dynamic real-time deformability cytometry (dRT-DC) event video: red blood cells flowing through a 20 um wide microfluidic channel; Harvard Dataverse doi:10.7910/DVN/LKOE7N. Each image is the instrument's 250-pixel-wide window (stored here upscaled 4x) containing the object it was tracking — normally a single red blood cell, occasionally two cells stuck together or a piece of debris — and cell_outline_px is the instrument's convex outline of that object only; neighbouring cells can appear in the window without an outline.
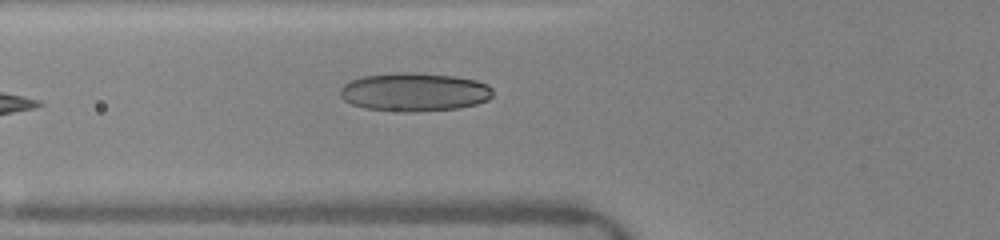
{"species": "human", "species_latin": "Homo sapiens", "temperature_condition": "warm", "stored_images_in_passage": 2, "camera_frame_rate_fps": 3000, "um_per_image_px": 0.085, "donor": {"sex": "female"}, "frame": {"image": 1, "passage_image": 2, "time_ms": 1.333, "image_size_px": [1000, 240], "cell_outline_px": [[492, 96], [488, 100], [476, 104], [460, 108], [408, 112], [404, 112], [364, 108], [352, 104], [344, 100], [340, 96], [340, 88], [344, 84], [352, 80], [364, 76], [396, 72], [416, 72], [456, 76], [476, 80], [488, 84], [492, 88]], "centroid_in_image_um": [35.24, 7.81], "position_along_channel_um": 90.6, "area_um2": 34.45}}